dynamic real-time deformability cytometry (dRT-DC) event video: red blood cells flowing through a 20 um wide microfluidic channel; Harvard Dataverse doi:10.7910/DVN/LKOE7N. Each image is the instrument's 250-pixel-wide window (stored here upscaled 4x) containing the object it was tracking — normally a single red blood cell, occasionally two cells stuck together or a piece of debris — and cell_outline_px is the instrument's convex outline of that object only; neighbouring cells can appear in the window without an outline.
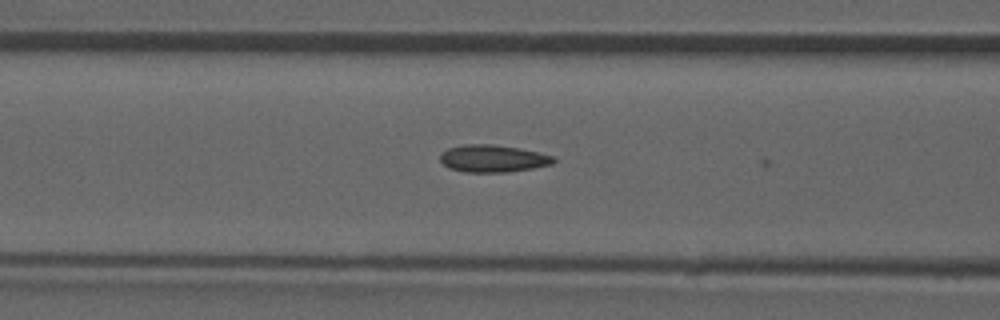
{"species": "common noctule bat (a hibernating species)", "species_latin": "Nyctalus noctula", "temperature_condition": "room temperature", "stored_images_in_passage": 29, "camera_frame_rate_fps": 3000, "um_per_image_px": 0.085, "animal": {"sex": "male", "forearm_length_mm": 52.5}, "frame": {"image": 1, "passage_image": 5, "time_ms": 1.333, "image_size_px": [1000, 320], "cell_outline_px": [[552, 160], [540, 164], [520, 168], [456, 168], [448, 164], [444, 160], [444, 156], [448, 152], [456, 148], [508, 148], [528, 152], [544, 156]], "centroid_in_image_um": [41.87, 13.46], "position_along_channel_um": 124.7, "area_um2": 12.66}}
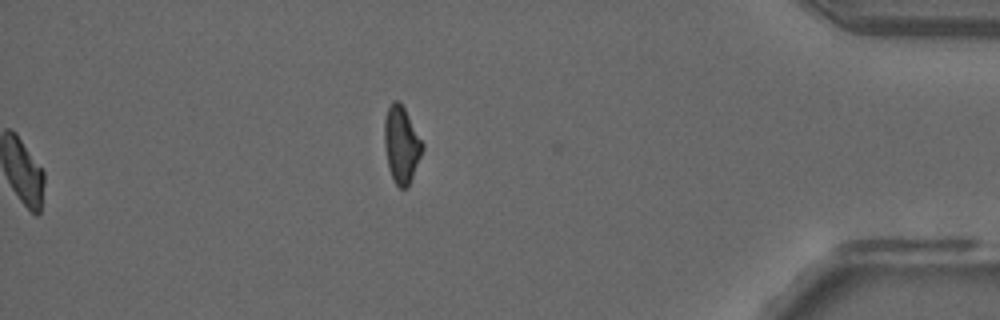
{"frame": {"image": 2, "passage_image": 29, "time_ms": 9.333, "image_size_px": [1000, 320], "cell_outline_px": [[420, 152], [408, 180], [404, 184], [400, 184], [396, 180], [392, 172], [388, 156], [388, 112], [392, 104], [400, 104], [420, 140]], "centroid_in_image_um": [34.15, 12.25], "position_along_channel_um": 401.1, "area_um2": 13.29}, "authors_computed_cell_mechanics": {"area_um2": 13.294, "velocity_mm_per_s": 3.9817, "shape_relaxation_time_tau1_ms": null, "shape_relaxation_time_tau2_ms": 11.3153, "deformation_change_tau1": null, "deformation_change_tau2": 0.1734}}